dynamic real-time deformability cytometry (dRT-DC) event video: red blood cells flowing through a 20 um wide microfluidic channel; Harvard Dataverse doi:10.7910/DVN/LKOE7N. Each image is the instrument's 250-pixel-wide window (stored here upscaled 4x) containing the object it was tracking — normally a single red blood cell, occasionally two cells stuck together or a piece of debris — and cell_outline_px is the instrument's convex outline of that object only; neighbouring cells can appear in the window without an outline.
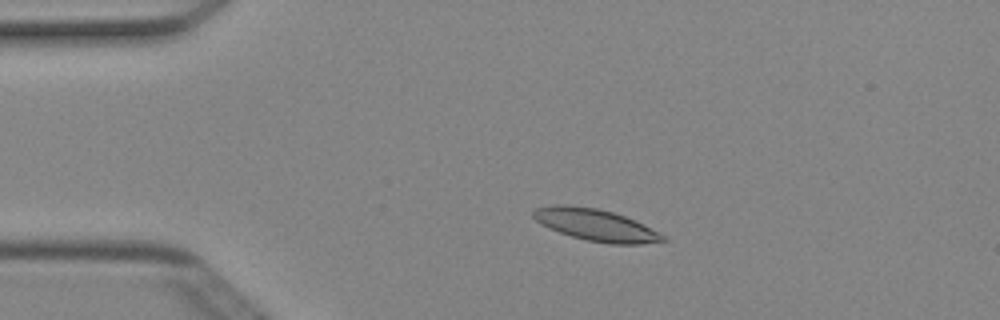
{"species": "Egyptian fruit bat (a non-hibernating species)", "species_latin": "Rousettus aegyptiacus", "temperature_condition": "cold", "stored_images_in_passage": 51, "camera_frame_rate_fps": 3000, "um_per_image_px": 0.085, "animal": {"sex": "female"}, "frame": {"image": 1, "passage_image": 11, "time_ms": 3.333, "image_size_px": [1000, 320], "cell_outline_px": [[668, 240], [640, 244], [612, 244], [588, 240], [572, 236], [548, 228], [540, 224], [532, 216], [532, 212], [536, 208], [552, 204], [560, 204], [596, 208], [612, 212], [624, 216], [644, 224], [664, 236]], "centroid_in_image_um": [50.6, 19.11], "position_along_channel_um": 34.4, "area_um2": 23.81}}
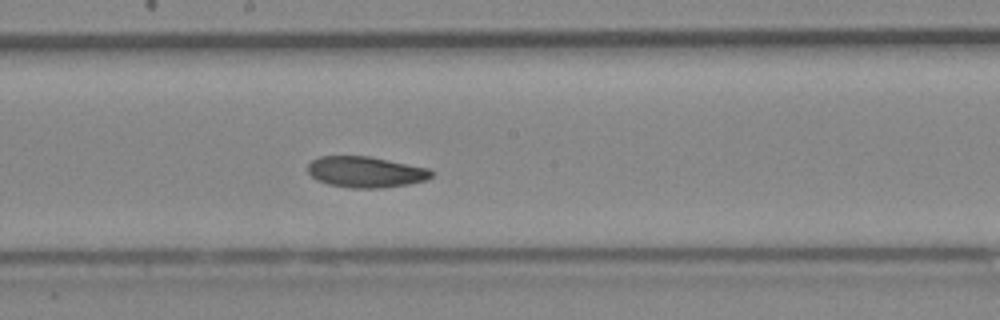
{"frame": {"image": 2, "passage_image": 28, "time_ms": 9.0, "image_size_px": [1000, 320], "cell_outline_px": [[436, 172], [428, 180], [408, 184], [380, 188], [352, 188], [328, 184], [316, 180], [308, 172], [308, 164], [312, 160], [320, 156], [368, 156], [428, 168]], "centroid_in_image_um": [31.1, 14.62], "position_along_channel_um": 217.1, "area_um2": 22.37}}
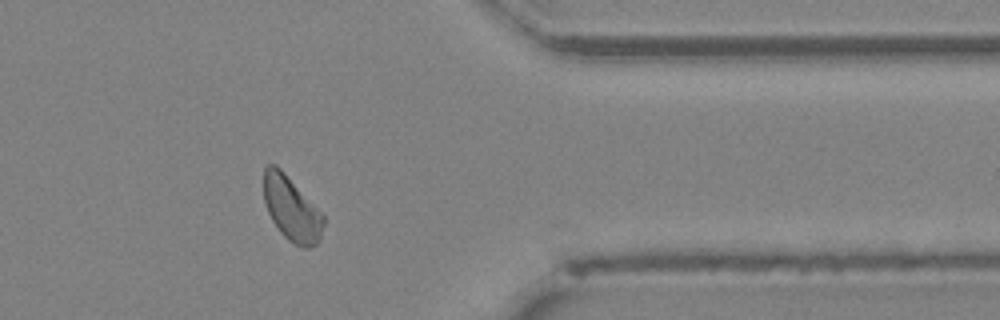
{"frame": {"image": 3, "passage_image": 42, "time_ms": 13.667, "image_size_px": [1000, 320], "cell_outline_px": [[324, 224], [320, 240], [316, 244], [308, 248], [304, 248], [288, 240], [280, 232], [272, 220], [268, 212], [264, 200], [264, 168], [268, 164], [276, 164], [284, 172], [324, 216]], "centroid_in_image_um": [24.77, 17.76], "position_along_channel_um": 386.6, "area_um2": 22.14}, "authors_computed_cell_mechanics": {"area_um2": 22.831, "velocity_mm_per_s": 3.9545, "shape_relaxation_time_tau1_ms": 4.0202, "shape_relaxation_time_tau2_ms": 3.5634, "deformation_change_tau1": 0.0989, "deformation_change_tau2": 0.1004}}